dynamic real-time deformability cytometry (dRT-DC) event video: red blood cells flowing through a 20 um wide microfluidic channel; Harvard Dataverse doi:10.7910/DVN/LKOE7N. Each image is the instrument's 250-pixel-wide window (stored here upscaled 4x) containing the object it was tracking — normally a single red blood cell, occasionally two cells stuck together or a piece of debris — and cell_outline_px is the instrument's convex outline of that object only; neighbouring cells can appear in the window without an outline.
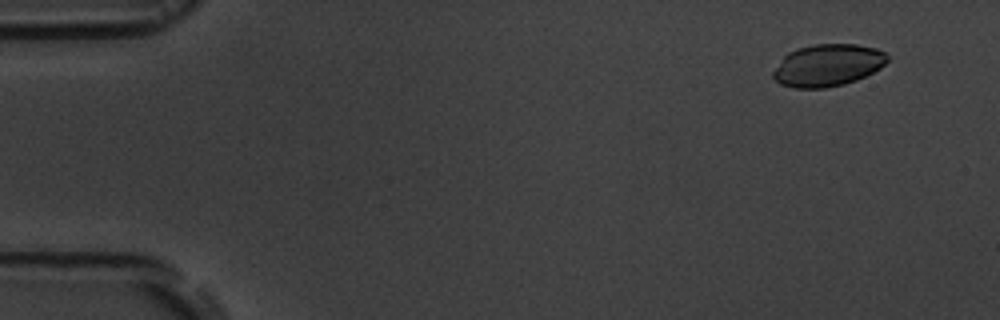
{"species": "common noctule bat (a hibernating species)", "species_latin": "Nyctalus noctula", "temperature_condition": "room temperature", "stored_images_in_passage": 4, "camera_frame_rate_fps": 3000, "um_per_image_px": 0.085, "animal": {"sex": "male", "body_mass_g": 19.5, "forearm_length_mm": 54.6}, "frame": {"image": 1, "passage_image": 1, "time_ms": 0.0, "image_size_px": [1000, 320], "cell_outline_px": [[888, 60], [880, 68], [856, 80], [844, 84], [824, 88], [796, 88], [780, 84], [772, 76], [772, 72], [784, 56], [788, 52], [796, 48], [812, 44], [856, 44], [876, 48], [884, 52], [888, 56]], "centroid_in_image_um": [70.34, 5.54], "position_along_channel_um": 14.7, "area_um2": 28.03}}